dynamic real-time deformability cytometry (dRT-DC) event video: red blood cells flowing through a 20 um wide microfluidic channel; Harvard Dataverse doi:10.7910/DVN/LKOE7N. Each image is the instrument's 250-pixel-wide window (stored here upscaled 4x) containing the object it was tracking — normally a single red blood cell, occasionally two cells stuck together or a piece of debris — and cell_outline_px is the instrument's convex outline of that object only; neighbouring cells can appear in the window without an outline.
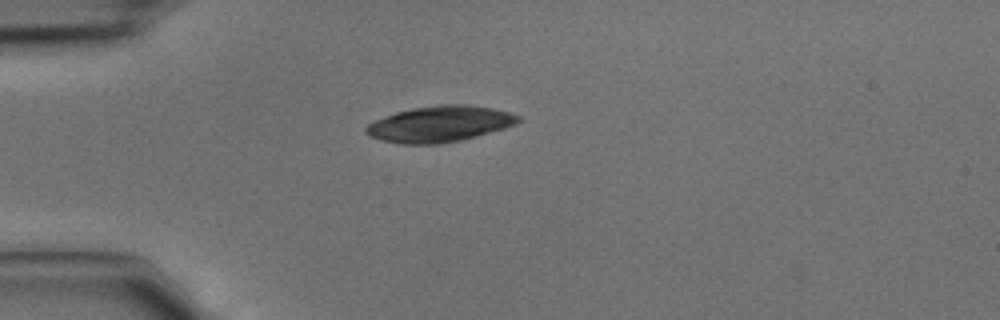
{"species": "common noctule bat (a hibernating species)", "species_latin": "Nyctalus noctula", "temperature_condition": "cold", "stored_images_in_passage": 2, "camera_frame_rate_fps": 3000, "um_per_image_px": 0.085, "animal": {"sex": "male", "body_mass_g": 15.6}, "frame": {"image": 1, "passage_image": 1, "time_ms": 0.0, "image_size_px": [1000, 320], "cell_outline_px": [[520, 120], [516, 124], [504, 128], [476, 136], [460, 140], [440, 144], [404, 144], [380, 140], [368, 136], [364, 132], [364, 128], [368, 124], [376, 120], [396, 112], [412, 108], [440, 104], [464, 104], [492, 108], [508, 112], [520, 116]], "centroid_in_image_um": [37.34, 10.54], "position_along_channel_um": 47.7, "area_um2": 31.85}}